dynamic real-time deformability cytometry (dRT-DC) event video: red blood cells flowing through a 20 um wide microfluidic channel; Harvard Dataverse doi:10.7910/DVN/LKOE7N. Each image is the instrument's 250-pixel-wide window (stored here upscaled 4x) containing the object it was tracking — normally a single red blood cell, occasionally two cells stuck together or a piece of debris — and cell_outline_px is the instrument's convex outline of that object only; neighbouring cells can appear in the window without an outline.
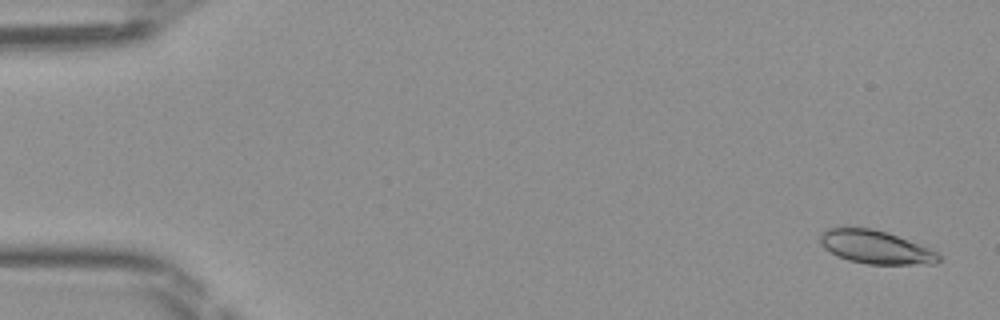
{"species": "Egyptian fruit bat (a non-hibernating species)", "species_latin": "Rousettus aegyptiacus", "temperature_condition": "room temperature", "stored_images_in_passage": 48, "camera_frame_rate_fps": 3000, "um_per_image_px": 0.085, "frame": {"image": 1, "passage_image": 2, "time_ms": 0.333, "image_size_px": [1000, 320], "cell_outline_px": [[944, 256], [936, 264], [868, 264], [848, 260], [836, 256], [824, 248], [820, 244], [820, 236], [828, 228], [872, 228], [888, 232], [928, 248]], "centroid_in_image_um": [74.45, 21.02], "position_along_channel_um": 10.6, "area_um2": 22.95}}
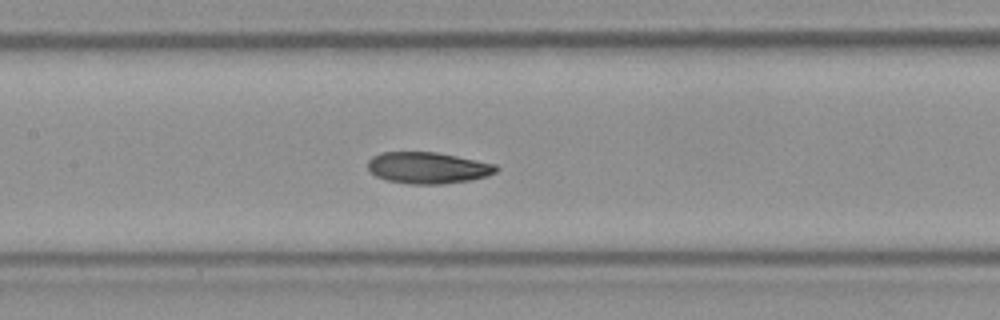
{"frame": {"image": 2, "passage_image": 23, "time_ms": 7.333, "image_size_px": [1000, 320], "cell_outline_px": [[500, 168], [496, 172], [488, 176], [468, 180], [440, 184], [408, 184], [388, 180], [376, 176], [368, 168], [368, 160], [372, 156], [380, 152], [436, 152], [496, 164]], "centroid_in_image_um": [36.37, 14.26], "position_along_channel_um": 171.0, "area_um2": 23.47}}
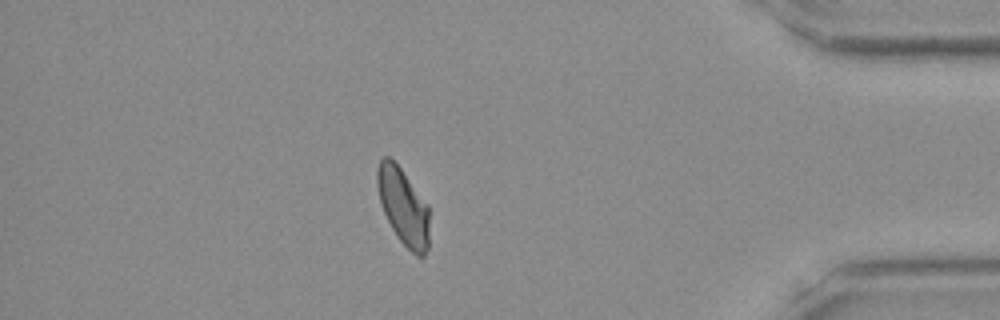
{"frame": {"image": 3, "passage_image": 42, "time_ms": 13.667, "image_size_px": [1000, 320], "cell_outline_px": [[428, 248], [424, 256], [416, 256], [400, 240], [392, 228], [380, 204], [376, 184], [376, 168], [380, 160], [384, 156], [388, 156], [400, 168], [428, 204]], "centroid_in_image_um": [34.25, 17.54], "position_along_channel_um": 400.9, "area_um2": 23.12}}